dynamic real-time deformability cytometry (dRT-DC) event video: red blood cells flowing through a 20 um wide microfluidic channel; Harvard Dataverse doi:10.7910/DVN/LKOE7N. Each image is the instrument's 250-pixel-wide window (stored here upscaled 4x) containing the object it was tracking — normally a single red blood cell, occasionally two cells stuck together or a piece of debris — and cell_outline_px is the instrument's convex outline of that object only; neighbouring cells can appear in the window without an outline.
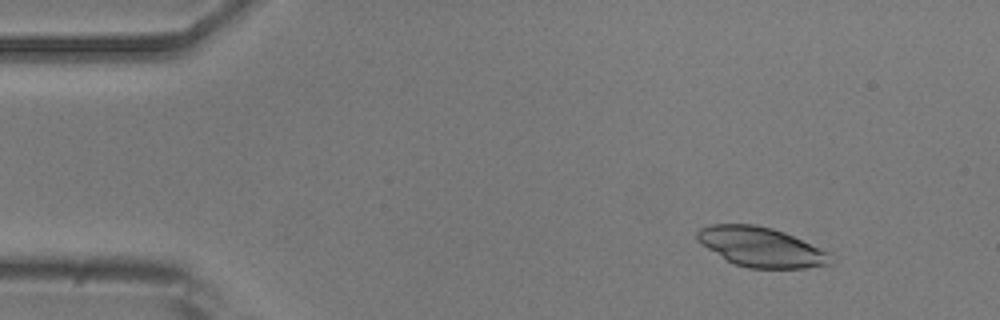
{"species": "common noctule bat (a hibernating species)", "species_latin": "Nyctalus noctula", "temperature_condition": "room temperature", "stored_images_in_passage": 5, "camera_frame_rate_fps": 3000, "um_per_image_px": 0.085, "animal": {"sex": "male", "body_mass_g": 20.5, "forearm_length_mm": 52.5}, "frame": {"image": 1, "passage_image": 1, "time_ms": 0.0, "image_size_px": [1000, 320], "cell_outline_px": [[832, 264], [804, 268], [748, 268], [736, 264], [728, 260], [708, 248], [696, 240], [696, 232], [700, 228], [712, 224], [756, 224], [772, 228], [784, 232], [828, 252]], "centroid_in_image_um": [64.67, 20.98], "position_along_channel_um": 20.3, "area_um2": 30.4}}